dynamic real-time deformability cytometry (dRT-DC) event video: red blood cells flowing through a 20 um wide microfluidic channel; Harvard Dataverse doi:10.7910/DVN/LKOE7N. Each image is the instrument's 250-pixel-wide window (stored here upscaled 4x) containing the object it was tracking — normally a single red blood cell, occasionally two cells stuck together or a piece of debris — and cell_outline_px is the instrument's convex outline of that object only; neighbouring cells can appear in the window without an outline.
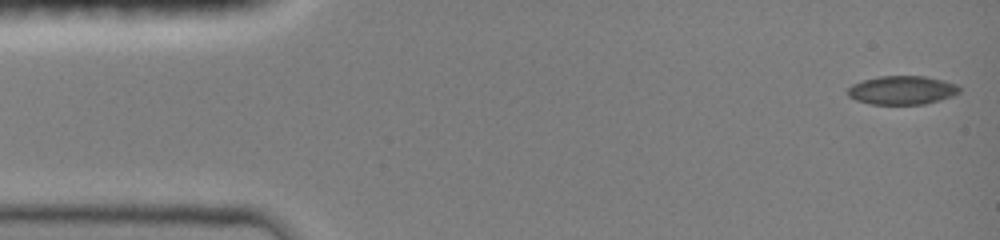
{"species": "common noctule bat (a hibernating species)", "species_latin": "Nyctalus noctula", "temperature_condition": "room temperature", "stored_images_in_passage": 47, "camera_frame_rate_fps": 3000, "um_per_image_px": 0.085, "animal": {"sex": "female", "body_mass_g": 19.0, "forearm_length_mm": 51.5}, "frame": {"image": 1, "passage_image": 1, "time_ms": 0.0, "image_size_px": [1000, 240], "cell_outline_px": [[960, 92], [952, 96], [940, 100], [924, 104], [872, 104], [856, 100], [848, 96], [848, 88], [852, 84], [864, 80], [880, 76], [924, 76], [944, 80], [960, 84]], "centroid_in_image_um": [76.72, 7.66], "position_along_channel_um": 8.3, "area_um2": 18.73}}
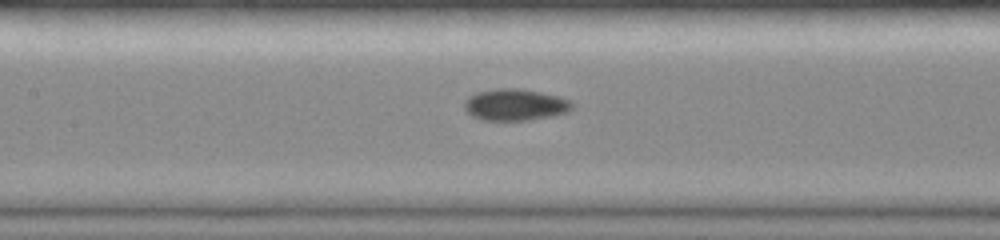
{"frame": {"image": 2, "passage_image": 21, "time_ms": 6.667, "image_size_px": [1000, 240], "cell_outline_px": [[572, 108], [568, 112], [552, 116], [528, 120], [484, 120], [472, 116], [464, 108], [464, 100], [468, 96], [476, 92], [496, 88], [520, 88], [540, 92], [572, 100]], "centroid_in_image_um": [43.77, 8.89], "position_along_channel_um": 163.6, "area_um2": 19.94}}
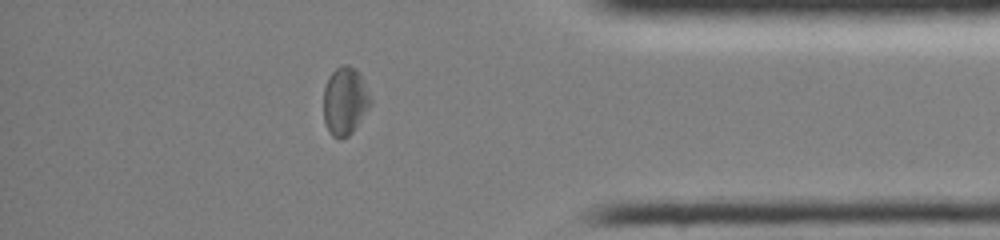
{"frame": {"image": 3, "passage_image": 40, "time_ms": 13.0, "image_size_px": [1000, 240], "cell_outline_px": [[372, 104], [352, 132], [348, 136], [340, 140], [332, 136], [328, 132], [324, 120], [324, 88], [328, 76], [340, 64], [348, 64], [356, 68], [360, 72], [372, 100]], "centroid_in_image_um": [29.33, 8.57], "position_along_channel_um": 405.9, "area_um2": 18.96}, "authors_computed_cell_mechanics": {"area_um2": 18.8428, "velocity_mm_per_s": 4.0447, "shape_relaxation_time_tau1_ms": null, "shape_relaxation_time_tau2_ms": 4.1507, "deformation_change_tau1": null, "deformation_change_tau2": 0.0751}}